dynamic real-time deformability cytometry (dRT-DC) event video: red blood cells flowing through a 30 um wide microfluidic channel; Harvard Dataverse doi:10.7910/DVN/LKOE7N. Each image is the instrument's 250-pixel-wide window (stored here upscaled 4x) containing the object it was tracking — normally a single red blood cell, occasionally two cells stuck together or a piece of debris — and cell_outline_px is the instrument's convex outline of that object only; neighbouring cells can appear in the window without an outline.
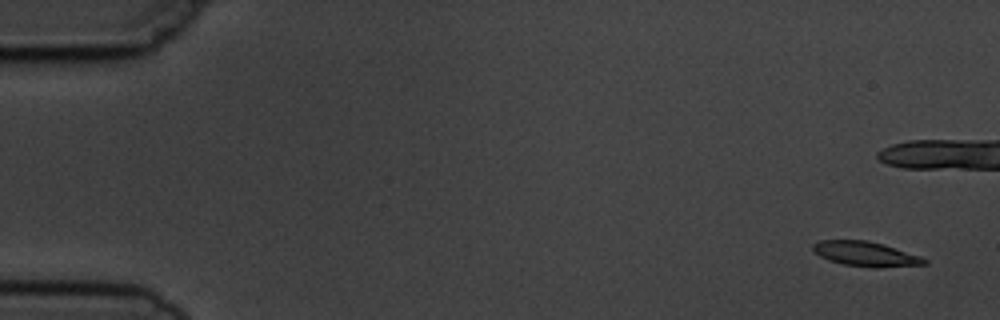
{"species": "common noctule bat (a hibernating species)", "species_latin": "Nyctalus noctula", "temperature_condition": "cold", "stored_images_in_passage": 7, "camera_frame_rate_fps": 3000, "um_per_image_px": 0.085, "animal": {"sex": "male", "body_mass_g": 19.5, "forearm_length_mm": 54.6}, "frame": {"image": 1, "passage_image": 1, "time_ms": 0.0, "image_size_px": [1000, 320], "cell_outline_px": [[928, 264], [880, 268], [872, 268], [844, 264], [828, 260], [820, 256], [812, 248], [812, 244], [820, 240], [868, 240], [884, 244], [920, 256], [928, 260]], "centroid_in_image_um": [73.6, 21.59], "position_along_channel_um": 11.4, "area_um2": 16.18}}